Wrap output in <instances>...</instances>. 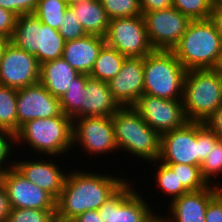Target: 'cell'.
<instances>
[{"instance_id":"1","label":"cell","mask_w":222,"mask_h":222,"mask_svg":"<svg viewBox=\"0 0 222 222\" xmlns=\"http://www.w3.org/2000/svg\"><path fill=\"white\" fill-rule=\"evenodd\" d=\"M73 170L67 172L56 200V217L62 220H73L86 211L98 210L127 181L123 177L96 174V171Z\"/></svg>"},{"instance_id":"2","label":"cell","mask_w":222,"mask_h":222,"mask_svg":"<svg viewBox=\"0 0 222 222\" xmlns=\"http://www.w3.org/2000/svg\"><path fill=\"white\" fill-rule=\"evenodd\" d=\"M219 139L205 123L187 122L161 134L159 161L164 164L201 166L211 146Z\"/></svg>"},{"instance_id":"3","label":"cell","mask_w":222,"mask_h":222,"mask_svg":"<svg viewBox=\"0 0 222 222\" xmlns=\"http://www.w3.org/2000/svg\"><path fill=\"white\" fill-rule=\"evenodd\" d=\"M171 51L186 71L215 69L221 55L222 41L210 19L195 20L189 23Z\"/></svg>"},{"instance_id":"4","label":"cell","mask_w":222,"mask_h":222,"mask_svg":"<svg viewBox=\"0 0 222 222\" xmlns=\"http://www.w3.org/2000/svg\"><path fill=\"white\" fill-rule=\"evenodd\" d=\"M112 123L118 150L150 164L159 159L161 135L132 106L121 107L112 116Z\"/></svg>"},{"instance_id":"5","label":"cell","mask_w":222,"mask_h":222,"mask_svg":"<svg viewBox=\"0 0 222 222\" xmlns=\"http://www.w3.org/2000/svg\"><path fill=\"white\" fill-rule=\"evenodd\" d=\"M73 120L60 116L38 118L23 124L15 134L17 146L25 143L30 149L53 158L67 154L73 147ZM67 152V153H66ZM59 155V156H58Z\"/></svg>"},{"instance_id":"6","label":"cell","mask_w":222,"mask_h":222,"mask_svg":"<svg viewBox=\"0 0 222 222\" xmlns=\"http://www.w3.org/2000/svg\"><path fill=\"white\" fill-rule=\"evenodd\" d=\"M182 102L188 122L204 123L222 105V80L218 71H186Z\"/></svg>"},{"instance_id":"7","label":"cell","mask_w":222,"mask_h":222,"mask_svg":"<svg viewBox=\"0 0 222 222\" xmlns=\"http://www.w3.org/2000/svg\"><path fill=\"white\" fill-rule=\"evenodd\" d=\"M144 94L182 100L186 69L171 50H154L143 58Z\"/></svg>"},{"instance_id":"8","label":"cell","mask_w":222,"mask_h":222,"mask_svg":"<svg viewBox=\"0 0 222 222\" xmlns=\"http://www.w3.org/2000/svg\"><path fill=\"white\" fill-rule=\"evenodd\" d=\"M11 42L36 56L39 64L62 58L65 40L58 30L43 24L35 14L17 17Z\"/></svg>"},{"instance_id":"9","label":"cell","mask_w":222,"mask_h":222,"mask_svg":"<svg viewBox=\"0 0 222 222\" xmlns=\"http://www.w3.org/2000/svg\"><path fill=\"white\" fill-rule=\"evenodd\" d=\"M105 44L126 57L144 58L155 49L149 42L143 15L109 20Z\"/></svg>"},{"instance_id":"10","label":"cell","mask_w":222,"mask_h":222,"mask_svg":"<svg viewBox=\"0 0 222 222\" xmlns=\"http://www.w3.org/2000/svg\"><path fill=\"white\" fill-rule=\"evenodd\" d=\"M131 185L126 181L100 206L98 212L103 222H151L158 215Z\"/></svg>"},{"instance_id":"11","label":"cell","mask_w":222,"mask_h":222,"mask_svg":"<svg viewBox=\"0 0 222 222\" xmlns=\"http://www.w3.org/2000/svg\"><path fill=\"white\" fill-rule=\"evenodd\" d=\"M150 44L155 50H172L191 20L173 6L142 12Z\"/></svg>"},{"instance_id":"12","label":"cell","mask_w":222,"mask_h":222,"mask_svg":"<svg viewBox=\"0 0 222 222\" xmlns=\"http://www.w3.org/2000/svg\"><path fill=\"white\" fill-rule=\"evenodd\" d=\"M72 132L73 146L79 144L87 155H104L118 151L112 117L91 116L73 119Z\"/></svg>"},{"instance_id":"13","label":"cell","mask_w":222,"mask_h":222,"mask_svg":"<svg viewBox=\"0 0 222 222\" xmlns=\"http://www.w3.org/2000/svg\"><path fill=\"white\" fill-rule=\"evenodd\" d=\"M132 107L160 135L179 129L188 122L182 100H169L143 94Z\"/></svg>"},{"instance_id":"14","label":"cell","mask_w":222,"mask_h":222,"mask_svg":"<svg viewBox=\"0 0 222 222\" xmlns=\"http://www.w3.org/2000/svg\"><path fill=\"white\" fill-rule=\"evenodd\" d=\"M41 65L36 56L8 44L0 62V85L21 89L40 81Z\"/></svg>"},{"instance_id":"15","label":"cell","mask_w":222,"mask_h":222,"mask_svg":"<svg viewBox=\"0 0 222 222\" xmlns=\"http://www.w3.org/2000/svg\"><path fill=\"white\" fill-rule=\"evenodd\" d=\"M10 208L56 209V200L26 179L15 167L0 175Z\"/></svg>"},{"instance_id":"16","label":"cell","mask_w":222,"mask_h":222,"mask_svg":"<svg viewBox=\"0 0 222 222\" xmlns=\"http://www.w3.org/2000/svg\"><path fill=\"white\" fill-rule=\"evenodd\" d=\"M16 111L18 130L33 119L63 114L60 99L54 97L40 82L18 89Z\"/></svg>"},{"instance_id":"17","label":"cell","mask_w":222,"mask_h":222,"mask_svg":"<svg viewBox=\"0 0 222 222\" xmlns=\"http://www.w3.org/2000/svg\"><path fill=\"white\" fill-rule=\"evenodd\" d=\"M108 85L121 107L133 106L144 94L143 58L126 57L119 73Z\"/></svg>"},{"instance_id":"18","label":"cell","mask_w":222,"mask_h":222,"mask_svg":"<svg viewBox=\"0 0 222 222\" xmlns=\"http://www.w3.org/2000/svg\"><path fill=\"white\" fill-rule=\"evenodd\" d=\"M217 185H209L203 190L188 191L174 199L169 203L168 216L162 215L163 221L206 222V208L209 202L222 190V186L220 187L219 183Z\"/></svg>"},{"instance_id":"19","label":"cell","mask_w":222,"mask_h":222,"mask_svg":"<svg viewBox=\"0 0 222 222\" xmlns=\"http://www.w3.org/2000/svg\"><path fill=\"white\" fill-rule=\"evenodd\" d=\"M15 160L14 167L30 182L49 193L55 200L64 187L67 173L52 160ZM60 168V169H59Z\"/></svg>"},{"instance_id":"20","label":"cell","mask_w":222,"mask_h":222,"mask_svg":"<svg viewBox=\"0 0 222 222\" xmlns=\"http://www.w3.org/2000/svg\"><path fill=\"white\" fill-rule=\"evenodd\" d=\"M105 38L86 35L83 38L65 42L62 58L79 74L90 75Z\"/></svg>"},{"instance_id":"21","label":"cell","mask_w":222,"mask_h":222,"mask_svg":"<svg viewBox=\"0 0 222 222\" xmlns=\"http://www.w3.org/2000/svg\"><path fill=\"white\" fill-rule=\"evenodd\" d=\"M120 108L108 82L91 77L87 80L83 92V117H112Z\"/></svg>"},{"instance_id":"22","label":"cell","mask_w":222,"mask_h":222,"mask_svg":"<svg viewBox=\"0 0 222 222\" xmlns=\"http://www.w3.org/2000/svg\"><path fill=\"white\" fill-rule=\"evenodd\" d=\"M79 73L63 58L41 64L40 83L56 98L61 99Z\"/></svg>"},{"instance_id":"23","label":"cell","mask_w":222,"mask_h":222,"mask_svg":"<svg viewBox=\"0 0 222 222\" xmlns=\"http://www.w3.org/2000/svg\"><path fill=\"white\" fill-rule=\"evenodd\" d=\"M69 7L87 35L105 37L109 18L100 0H85Z\"/></svg>"},{"instance_id":"24","label":"cell","mask_w":222,"mask_h":222,"mask_svg":"<svg viewBox=\"0 0 222 222\" xmlns=\"http://www.w3.org/2000/svg\"><path fill=\"white\" fill-rule=\"evenodd\" d=\"M126 56L106 44L101 48L94 67L90 72L93 79L109 82L120 71Z\"/></svg>"},{"instance_id":"25","label":"cell","mask_w":222,"mask_h":222,"mask_svg":"<svg viewBox=\"0 0 222 222\" xmlns=\"http://www.w3.org/2000/svg\"><path fill=\"white\" fill-rule=\"evenodd\" d=\"M89 78L87 74H79L60 99L62 112L72 120L83 117V92Z\"/></svg>"},{"instance_id":"26","label":"cell","mask_w":222,"mask_h":222,"mask_svg":"<svg viewBox=\"0 0 222 222\" xmlns=\"http://www.w3.org/2000/svg\"><path fill=\"white\" fill-rule=\"evenodd\" d=\"M18 89L0 85V131L18 132L16 111Z\"/></svg>"},{"instance_id":"27","label":"cell","mask_w":222,"mask_h":222,"mask_svg":"<svg viewBox=\"0 0 222 222\" xmlns=\"http://www.w3.org/2000/svg\"><path fill=\"white\" fill-rule=\"evenodd\" d=\"M153 164L158 165L156 167L157 172H155L157 188L169 197L172 195L170 202L188 192L177 178V164H164L159 160H156Z\"/></svg>"},{"instance_id":"28","label":"cell","mask_w":222,"mask_h":222,"mask_svg":"<svg viewBox=\"0 0 222 222\" xmlns=\"http://www.w3.org/2000/svg\"><path fill=\"white\" fill-rule=\"evenodd\" d=\"M68 7L63 0H38L34 14L43 24L58 30Z\"/></svg>"},{"instance_id":"29","label":"cell","mask_w":222,"mask_h":222,"mask_svg":"<svg viewBox=\"0 0 222 222\" xmlns=\"http://www.w3.org/2000/svg\"><path fill=\"white\" fill-rule=\"evenodd\" d=\"M216 0H173L172 6L191 21L210 19Z\"/></svg>"},{"instance_id":"30","label":"cell","mask_w":222,"mask_h":222,"mask_svg":"<svg viewBox=\"0 0 222 222\" xmlns=\"http://www.w3.org/2000/svg\"><path fill=\"white\" fill-rule=\"evenodd\" d=\"M109 20L141 16L140 0H100Z\"/></svg>"},{"instance_id":"31","label":"cell","mask_w":222,"mask_h":222,"mask_svg":"<svg viewBox=\"0 0 222 222\" xmlns=\"http://www.w3.org/2000/svg\"><path fill=\"white\" fill-rule=\"evenodd\" d=\"M203 179L208 185H215L210 181L215 179L213 176H219L222 173V139L219 138L213 146L205 160L200 166Z\"/></svg>"},{"instance_id":"32","label":"cell","mask_w":222,"mask_h":222,"mask_svg":"<svg viewBox=\"0 0 222 222\" xmlns=\"http://www.w3.org/2000/svg\"><path fill=\"white\" fill-rule=\"evenodd\" d=\"M56 209L10 208L6 222H52Z\"/></svg>"},{"instance_id":"33","label":"cell","mask_w":222,"mask_h":222,"mask_svg":"<svg viewBox=\"0 0 222 222\" xmlns=\"http://www.w3.org/2000/svg\"><path fill=\"white\" fill-rule=\"evenodd\" d=\"M177 178L187 191L203 190L209 186L203 179L199 166L177 164Z\"/></svg>"},{"instance_id":"34","label":"cell","mask_w":222,"mask_h":222,"mask_svg":"<svg viewBox=\"0 0 222 222\" xmlns=\"http://www.w3.org/2000/svg\"><path fill=\"white\" fill-rule=\"evenodd\" d=\"M58 32L66 42L80 39L87 35L82 25L78 23L75 13L70 7H68L65 12L62 25H60Z\"/></svg>"},{"instance_id":"35","label":"cell","mask_w":222,"mask_h":222,"mask_svg":"<svg viewBox=\"0 0 222 222\" xmlns=\"http://www.w3.org/2000/svg\"><path fill=\"white\" fill-rule=\"evenodd\" d=\"M16 143L15 134L8 131H0V175L8 168L14 167V161L8 162L13 153L12 145ZM6 163V164H5ZM7 164L9 165L8 167ZM6 165V166H5Z\"/></svg>"},{"instance_id":"36","label":"cell","mask_w":222,"mask_h":222,"mask_svg":"<svg viewBox=\"0 0 222 222\" xmlns=\"http://www.w3.org/2000/svg\"><path fill=\"white\" fill-rule=\"evenodd\" d=\"M38 0H0V7L13 12L17 16L34 14Z\"/></svg>"},{"instance_id":"37","label":"cell","mask_w":222,"mask_h":222,"mask_svg":"<svg viewBox=\"0 0 222 222\" xmlns=\"http://www.w3.org/2000/svg\"><path fill=\"white\" fill-rule=\"evenodd\" d=\"M17 17L13 12L0 7V36L12 38Z\"/></svg>"},{"instance_id":"38","label":"cell","mask_w":222,"mask_h":222,"mask_svg":"<svg viewBox=\"0 0 222 222\" xmlns=\"http://www.w3.org/2000/svg\"><path fill=\"white\" fill-rule=\"evenodd\" d=\"M205 220L206 222H222V190L209 202Z\"/></svg>"},{"instance_id":"39","label":"cell","mask_w":222,"mask_h":222,"mask_svg":"<svg viewBox=\"0 0 222 222\" xmlns=\"http://www.w3.org/2000/svg\"><path fill=\"white\" fill-rule=\"evenodd\" d=\"M173 0H140L142 12H151L171 7Z\"/></svg>"},{"instance_id":"40","label":"cell","mask_w":222,"mask_h":222,"mask_svg":"<svg viewBox=\"0 0 222 222\" xmlns=\"http://www.w3.org/2000/svg\"><path fill=\"white\" fill-rule=\"evenodd\" d=\"M204 123L222 139V105Z\"/></svg>"},{"instance_id":"41","label":"cell","mask_w":222,"mask_h":222,"mask_svg":"<svg viewBox=\"0 0 222 222\" xmlns=\"http://www.w3.org/2000/svg\"><path fill=\"white\" fill-rule=\"evenodd\" d=\"M210 20L214 23L217 33L222 41V4L215 3Z\"/></svg>"},{"instance_id":"42","label":"cell","mask_w":222,"mask_h":222,"mask_svg":"<svg viewBox=\"0 0 222 222\" xmlns=\"http://www.w3.org/2000/svg\"><path fill=\"white\" fill-rule=\"evenodd\" d=\"M9 210L10 206L8 203L6 190L0 182V222H6Z\"/></svg>"},{"instance_id":"43","label":"cell","mask_w":222,"mask_h":222,"mask_svg":"<svg viewBox=\"0 0 222 222\" xmlns=\"http://www.w3.org/2000/svg\"><path fill=\"white\" fill-rule=\"evenodd\" d=\"M73 222H103L98 210H89L72 220Z\"/></svg>"},{"instance_id":"44","label":"cell","mask_w":222,"mask_h":222,"mask_svg":"<svg viewBox=\"0 0 222 222\" xmlns=\"http://www.w3.org/2000/svg\"><path fill=\"white\" fill-rule=\"evenodd\" d=\"M10 42H11V39L0 36V62H1L2 57L4 55V51Z\"/></svg>"},{"instance_id":"45","label":"cell","mask_w":222,"mask_h":222,"mask_svg":"<svg viewBox=\"0 0 222 222\" xmlns=\"http://www.w3.org/2000/svg\"><path fill=\"white\" fill-rule=\"evenodd\" d=\"M63 1H65L68 6H72V5L76 4V3H79V2L85 1V0H63Z\"/></svg>"},{"instance_id":"46","label":"cell","mask_w":222,"mask_h":222,"mask_svg":"<svg viewBox=\"0 0 222 222\" xmlns=\"http://www.w3.org/2000/svg\"><path fill=\"white\" fill-rule=\"evenodd\" d=\"M215 69L222 70V51H221L220 59H219L218 64Z\"/></svg>"},{"instance_id":"47","label":"cell","mask_w":222,"mask_h":222,"mask_svg":"<svg viewBox=\"0 0 222 222\" xmlns=\"http://www.w3.org/2000/svg\"><path fill=\"white\" fill-rule=\"evenodd\" d=\"M151 222H164L161 215H157Z\"/></svg>"},{"instance_id":"48","label":"cell","mask_w":222,"mask_h":222,"mask_svg":"<svg viewBox=\"0 0 222 222\" xmlns=\"http://www.w3.org/2000/svg\"><path fill=\"white\" fill-rule=\"evenodd\" d=\"M52 222H73L72 220H62V219H59L57 217H55Z\"/></svg>"},{"instance_id":"49","label":"cell","mask_w":222,"mask_h":222,"mask_svg":"<svg viewBox=\"0 0 222 222\" xmlns=\"http://www.w3.org/2000/svg\"><path fill=\"white\" fill-rule=\"evenodd\" d=\"M218 73L220 74L221 80H222V70H217Z\"/></svg>"},{"instance_id":"50","label":"cell","mask_w":222,"mask_h":222,"mask_svg":"<svg viewBox=\"0 0 222 222\" xmlns=\"http://www.w3.org/2000/svg\"><path fill=\"white\" fill-rule=\"evenodd\" d=\"M216 3L222 4V0H216Z\"/></svg>"}]
</instances>
